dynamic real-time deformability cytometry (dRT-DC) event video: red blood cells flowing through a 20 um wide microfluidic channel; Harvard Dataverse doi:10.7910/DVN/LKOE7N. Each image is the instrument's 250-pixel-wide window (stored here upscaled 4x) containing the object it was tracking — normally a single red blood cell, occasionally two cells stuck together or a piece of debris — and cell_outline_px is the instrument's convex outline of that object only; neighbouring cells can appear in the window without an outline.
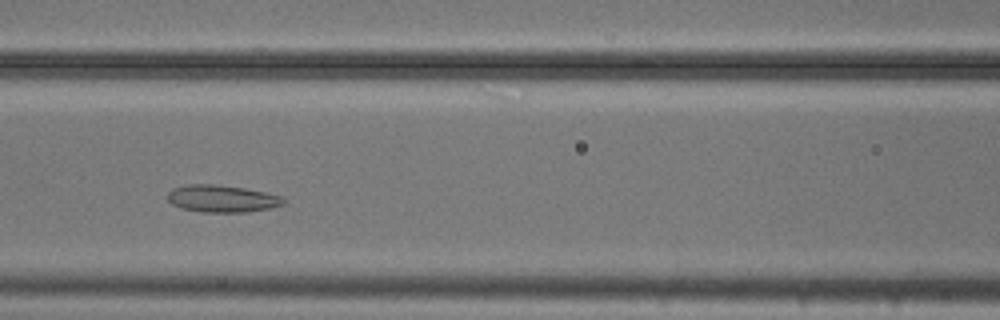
{"species": "common noctule bat (a hibernating species)", "species_latin": "Nyctalus noctula", "temperature_condition": "cold", "stored_images_in_passage": 47, "camera_frame_rate_fps": 3000, "um_per_image_px": 0.085, "animal": {"sex": "male", "body_mass_g": 20.5, "forearm_length_mm": 52.5}, "frame": {"image": 1, "passage_image": 17, "time_ms": 5.333, "image_size_px": [1000, 320], "cell_outline_px": [[288, 200], [284, 204], [268, 208], [248, 212], [204, 212], [180, 208], [172, 204], [168, 200], [168, 192], [172, 188], [188, 184], [212, 184], [244, 188], [264, 192], [280, 196]], "centroid_in_image_um": [18.86, 16.88], "position_along_channel_um": 147.7, "area_um2": 18.32}}
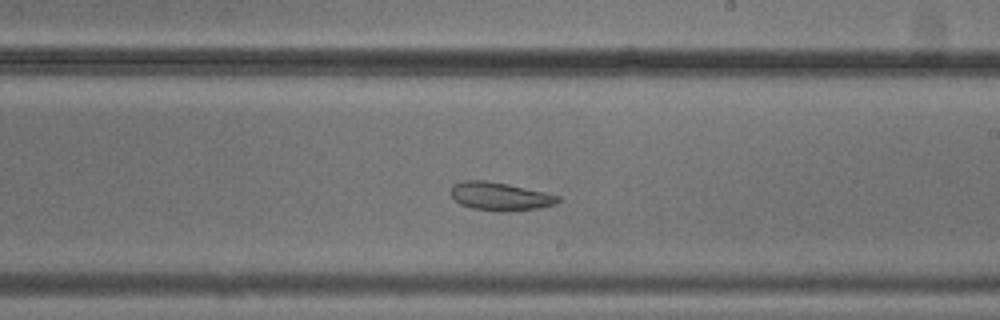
{"frame": {"image": 2, "passage_image": 25, "time_ms": 8.0, "image_size_px": [1000, 320], "cell_outline_px": [[560, 200], [556, 204], [540, 208], [504, 212], [472, 208], [460, 204], [452, 196], [452, 184], [464, 180], [484, 180], [508, 184], [544, 192], [560, 196]], "centroid_in_image_um": [42.52, 16.69], "position_along_channel_um": 246.5, "area_um2": 17.57}}
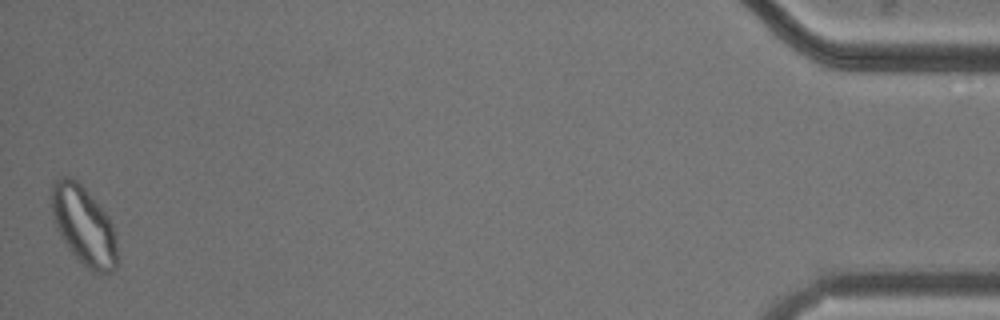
{"frame": {"image": 3, "passage_image": 47, "time_ms": 15.333, "image_size_px": [1000, 320], "cell_outline_px": [[116, 268], [112, 272], [92, 272], [68, 248], [56, 228], [52, 212], [52, 184], [60, 176], [72, 176], [84, 188], [108, 216], [112, 224], [116, 236]], "centroid_in_image_um": [7.12, 19.16], "position_along_channel_um": 428.1, "area_um2": 29.71}, "authors_computed_cell_mechanics": {"area_um2": 23.6402, "velocity_mm_per_s": 3.7132, "shape_relaxation_time_tau1_ms": null, "shape_relaxation_time_tau2_ms": 2.3966, "deformation_change_tau1": null, "deformation_change_tau2": 0.0871}}